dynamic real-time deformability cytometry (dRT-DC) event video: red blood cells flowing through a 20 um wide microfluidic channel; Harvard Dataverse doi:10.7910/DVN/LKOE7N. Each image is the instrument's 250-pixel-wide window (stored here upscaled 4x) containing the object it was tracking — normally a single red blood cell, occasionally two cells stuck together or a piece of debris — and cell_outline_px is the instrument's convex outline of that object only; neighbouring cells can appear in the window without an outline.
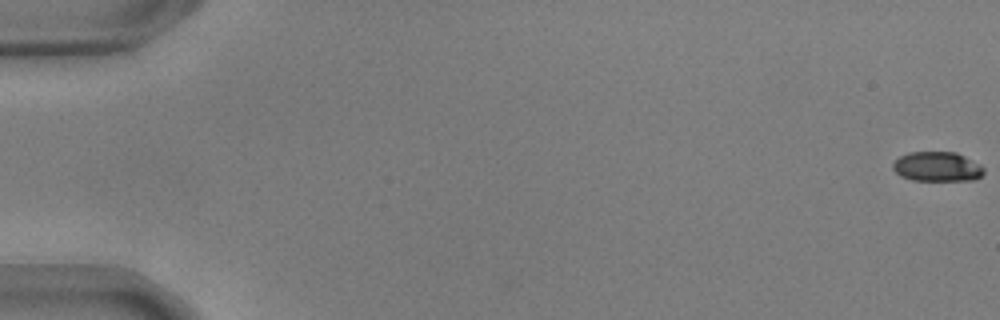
{"species": "common noctule bat (a hibernating species)", "species_latin": "Nyctalus noctula", "temperature_condition": "warm", "stored_images_in_passage": 56, "camera_frame_rate_fps": 3000, "um_per_image_px": 0.085, "animal": {"sex": "male", "body_mass_g": 17.9, "forearm_length_mm": 54.2}, "frame": {"image": 1, "passage_image": 1, "time_ms": 0.0, "image_size_px": [1000, 320], "cell_outline_px": [[984, 172], [976, 180], [912, 180], [900, 176], [892, 168], [892, 164], [900, 156], [908, 152], [956, 152], [980, 164], [984, 168]], "centroid_in_image_um": [79.66, 14.16], "position_along_channel_um": 5.3, "area_um2": 15.72}}
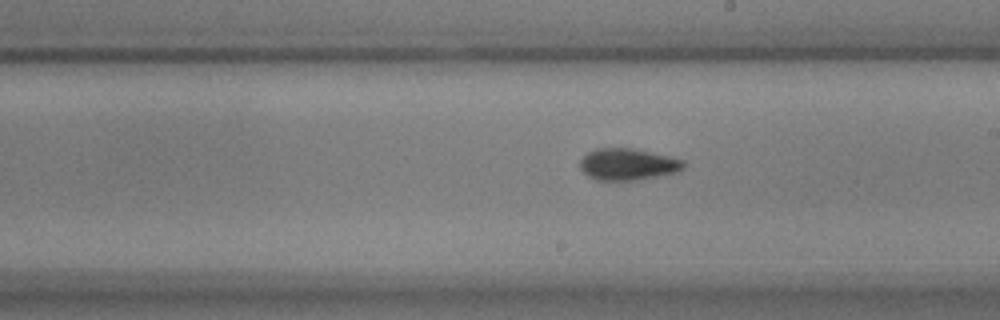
{"frame": {"image": 2, "passage_image": 33, "time_ms": 10.667, "image_size_px": [1000, 320], "cell_outline_px": [[684, 168], [680, 172], [636, 180], [596, 180], [588, 176], [580, 168], [580, 160], [588, 152], [596, 148], [632, 148], [668, 156], [684, 160]], "centroid_in_image_um": [53.37, 13.97], "position_along_channel_um": 235.6, "area_um2": 19.13}}
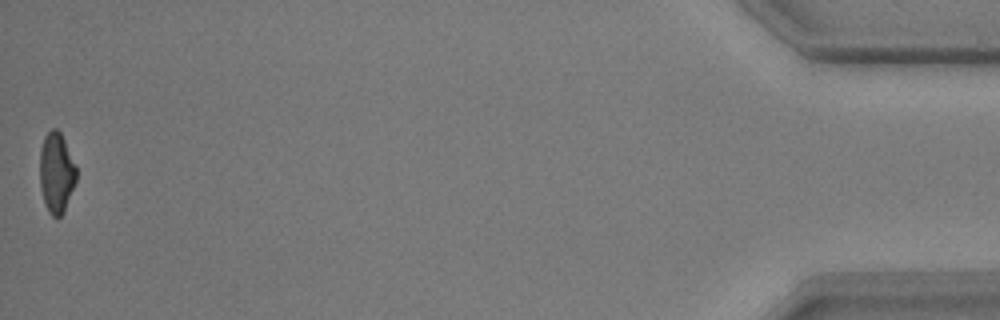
{"frame": {"image": 3, "passage_image": 56, "time_ms": 18.333, "image_size_px": [1000, 320], "cell_outline_px": [[76, 180], [64, 212], [56, 220], [48, 212], [44, 204], [40, 188], [40, 148], [44, 136], [52, 128], [56, 128], [60, 132], [64, 140], [76, 168]], "centroid_in_image_um": [4.77, 14.72], "position_along_channel_um": 430.4, "area_um2": 17.17}, "authors_computed_cell_mechanics": {"area_um2": 18.0336, "velocity_mm_per_s": 3.7091, "shape_relaxation_time_tau1_ms": 5.7372, "shape_relaxation_time_tau2_ms": 2.6334, "deformation_change_tau1": 0.179, "deformation_change_tau2": 0.0702}}